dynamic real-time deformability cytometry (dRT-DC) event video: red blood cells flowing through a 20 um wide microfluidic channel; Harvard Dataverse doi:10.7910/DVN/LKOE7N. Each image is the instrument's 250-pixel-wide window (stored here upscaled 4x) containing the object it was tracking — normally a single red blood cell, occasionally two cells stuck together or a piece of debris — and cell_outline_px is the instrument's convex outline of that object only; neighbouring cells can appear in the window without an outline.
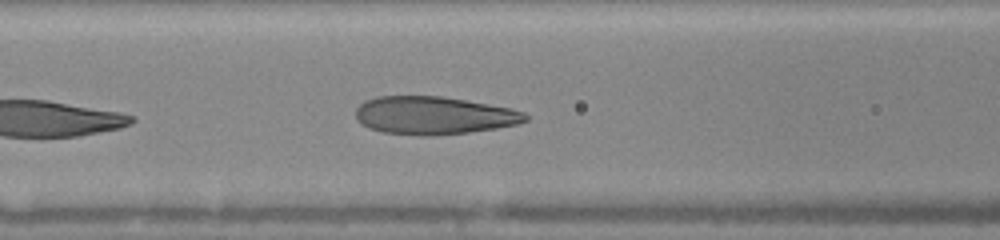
{"species": "human", "species_latin": "Homo sapiens", "temperature_condition": "warm", "stored_images_in_passage": 28, "camera_frame_rate_fps": 3000, "um_per_image_px": 0.085, "donor": {"sex": "female"}, "frame": {"image": 1, "passage_image": 14, "time_ms": 5.667, "image_size_px": [1000, 240], "cell_outline_px": [[528, 120], [516, 124], [496, 128], [468, 132], [428, 136], [420, 136], [384, 132], [368, 128], [360, 124], [356, 120], [356, 108], [364, 100], [376, 96], [440, 96], [512, 108], [524, 112], [528, 116]], "centroid_in_image_um": [36.83, 9.81], "position_along_channel_um": 129.8, "area_um2": 37.57}, "authors_computed_cell_mechanics": {"area_um2": 41.1825, "velocity_mm_per_s": 4.0908, "shape_relaxation_time_tau1_ms": 3.2723, "shape_relaxation_time_tau2_ms": null, "deformation_change_tau1": 0.159, "deformation_change_tau2": null}}